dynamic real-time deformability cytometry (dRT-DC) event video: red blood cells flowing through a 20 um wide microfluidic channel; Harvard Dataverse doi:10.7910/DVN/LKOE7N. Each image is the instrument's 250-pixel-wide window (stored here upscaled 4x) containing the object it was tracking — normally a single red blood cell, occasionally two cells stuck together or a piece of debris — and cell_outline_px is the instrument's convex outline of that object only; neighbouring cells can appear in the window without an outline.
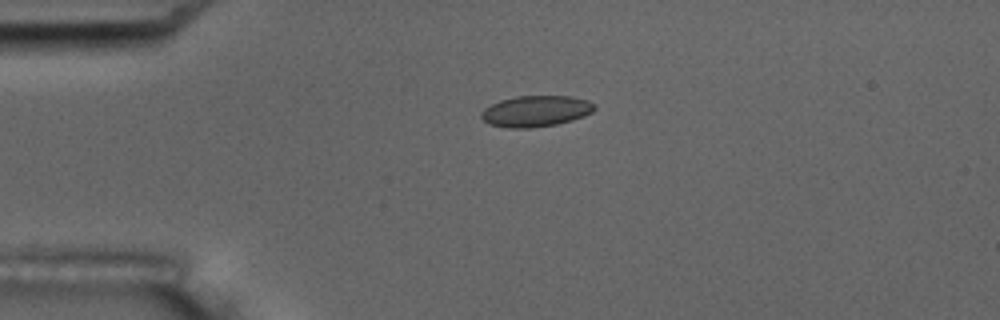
{"species": "common noctule bat (a hibernating species)", "species_latin": "Nyctalus noctula", "temperature_condition": "room temperature", "stored_images_in_passage": 6, "camera_frame_rate_fps": 3000, "um_per_image_px": 0.085, "animal": {"sex": "male", "body_mass_g": 17.5, "forearm_length_mm": 52.3}, "frame": {"image": 1, "passage_image": 4, "time_ms": 3.667, "image_size_px": [1000, 320], "cell_outline_px": [[596, 108], [592, 112], [584, 116], [572, 120], [556, 124], [528, 128], [508, 128], [488, 124], [480, 116], [480, 112], [484, 108], [500, 100], [516, 96], [572, 96], [588, 100], [596, 104]], "centroid_in_image_um": [45.55, 9.44], "position_along_channel_um": 39.5, "area_um2": 20.63}}
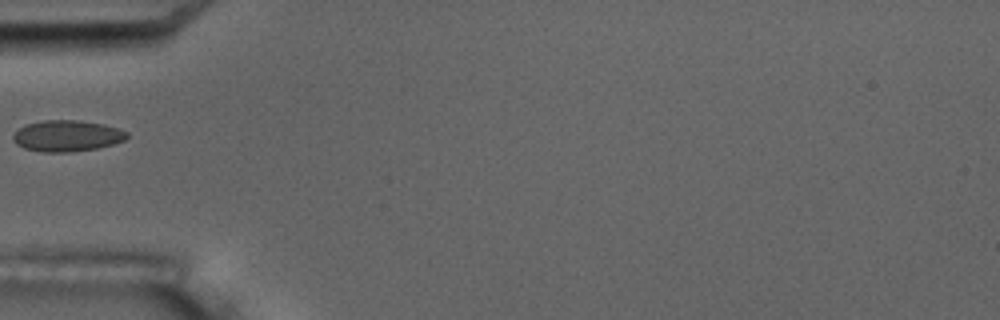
{"frame": {"image": 2, "passage_image": 6, "time_ms": 5.667, "image_size_px": [1000, 320], "cell_outline_px": [[128, 136], [124, 140], [112, 144], [96, 148], [72, 152], [44, 152], [24, 148], [16, 144], [12, 140], [12, 136], [24, 124], [44, 120], [80, 120], [104, 124], [128, 132]], "centroid_in_image_um": [5.67, 11.54], "position_along_channel_um": 79.3, "area_um2": 20.69}}